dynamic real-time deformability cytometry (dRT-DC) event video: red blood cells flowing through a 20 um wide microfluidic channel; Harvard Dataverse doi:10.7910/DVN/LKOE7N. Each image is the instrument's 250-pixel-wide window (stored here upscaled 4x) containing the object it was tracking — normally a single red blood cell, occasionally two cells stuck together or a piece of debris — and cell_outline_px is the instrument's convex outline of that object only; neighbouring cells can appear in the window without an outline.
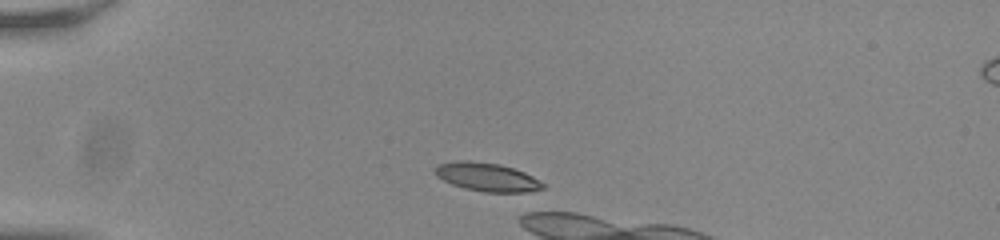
{"species": "common noctule bat (a hibernating species)", "species_latin": "Nyctalus noctula", "temperature_condition": "room temperature", "stored_images_in_passage": 19, "camera_frame_rate_fps": 3000, "um_per_image_px": 0.085, "animal": {"sex": "male", "body_mass_g": 20.0, "forearm_length_mm": 53.3}, "frame": {"image": 1, "passage_image": 9, "time_ms": 2.667, "image_size_px": [1000, 240], "cell_outline_px": [[544, 188], [528, 192], [484, 192], [464, 188], [452, 184], [436, 176], [432, 172], [432, 168], [436, 164], [460, 160], [468, 160], [500, 164], [524, 172], [532, 176], [544, 184]], "centroid_in_image_um": [41.33, 15.04], "position_along_channel_um": 43.7, "area_um2": 18.03}}
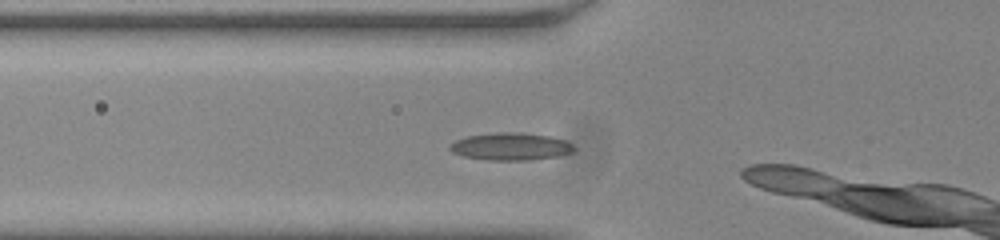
{"frame": {"image": 2, "passage_image": 15, "time_ms": 4.667, "image_size_px": [1000, 240], "cell_outline_px": [[576, 148], [572, 152], [556, 156], [532, 160], [488, 160], [464, 156], [452, 152], [448, 148], [456, 140], [468, 136], [496, 132], [520, 132], [548, 136], [564, 140], [572, 144]], "centroid_in_image_um": [43.42, 12.45], "position_along_channel_um": 82.4, "area_um2": 19.71}}
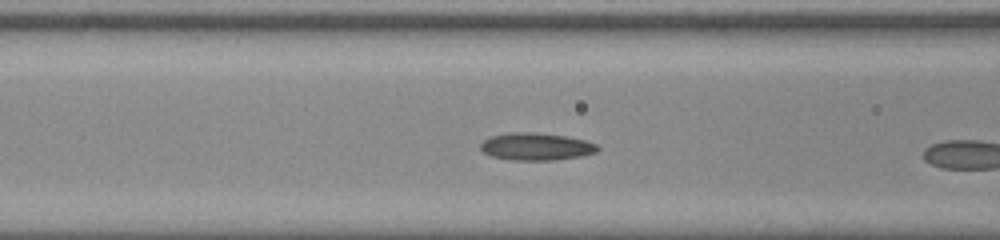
{"frame": {"image": 3, "passage_image": 18, "time_ms": 5.667, "image_size_px": [1000, 240], "cell_outline_px": [[600, 148], [596, 152], [580, 156], [552, 160], [512, 160], [492, 156], [484, 152], [480, 148], [480, 144], [488, 136], [512, 132], [532, 132], [564, 136], [584, 140], [596, 144]], "centroid_in_image_um": [45.54, 12.45], "position_along_channel_um": 121.1, "area_um2": 18.55}}